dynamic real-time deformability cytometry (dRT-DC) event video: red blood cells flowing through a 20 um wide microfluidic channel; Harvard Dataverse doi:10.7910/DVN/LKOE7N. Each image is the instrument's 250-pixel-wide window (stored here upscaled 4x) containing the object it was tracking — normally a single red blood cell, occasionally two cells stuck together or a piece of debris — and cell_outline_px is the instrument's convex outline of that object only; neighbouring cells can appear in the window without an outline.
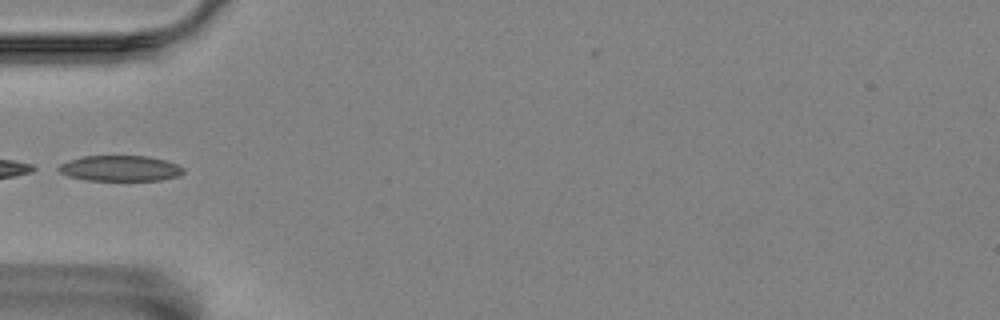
{"species": "Egyptian fruit bat (a non-hibernating species)", "species_latin": "Rousettus aegyptiacus", "temperature_condition": "room temperature", "stored_images_in_passage": 6, "segment_of_instrument_passage": [2, 2], "camera_frame_rate_fps": 3000, "um_per_image_px": 0.085, "animal": {"sex": "female"}, "frame": {"image": 1, "passage_image": 6, "time_ms": 1.667, "image_size_px": [1000, 320], "cell_outline_px": [[184, 172], [180, 176], [160, 180], [88, 180], [68, 176], [52, 168], [68, 160], [84, 156], [148, 156], [168, 160], [184, 168]], "centroid_in_image_um": [10.2, 14.3], "position_along_channel_um": 74.8, "area_um2": 18.84}}